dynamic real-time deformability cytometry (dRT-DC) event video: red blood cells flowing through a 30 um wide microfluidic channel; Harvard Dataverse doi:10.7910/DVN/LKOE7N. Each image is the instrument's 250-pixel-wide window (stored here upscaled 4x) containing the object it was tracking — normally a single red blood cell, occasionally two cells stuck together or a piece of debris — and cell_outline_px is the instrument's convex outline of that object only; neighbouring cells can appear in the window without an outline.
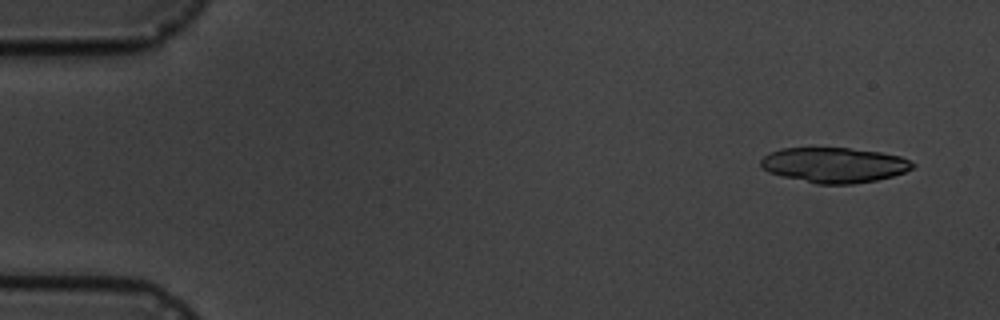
{"species": "common noctule bat (a hibernating species)", "species_latin": "Nyctalus noctula", "temperature_condition": "cold", "stored_images_in_passage": 6, "camera_frame_rate_fps": 3000, "um_per_image_px": 0.085, "animal": {"sex": "male", "body_mass_g": 19.5, "forearm_length_mm": 54.6}, "frame": {"image": 1, "passage_image": 1, "time_ms": 0.0, "image_size_px": [1000, 320], "cell_outline_px": [[916, 164], [912, 168], [904, 172], [892, 176], [876, 180], [852, 184], [816, 184], [768, 172], [760, 164], [760, 160], [768, 152], [780, 148], [848, 148], [880, 152], [900, 156]], "centroid_in_image_um": [70.89, 14.02], "position_along_channel_um": 14.1, "area_um2": 30.98}}